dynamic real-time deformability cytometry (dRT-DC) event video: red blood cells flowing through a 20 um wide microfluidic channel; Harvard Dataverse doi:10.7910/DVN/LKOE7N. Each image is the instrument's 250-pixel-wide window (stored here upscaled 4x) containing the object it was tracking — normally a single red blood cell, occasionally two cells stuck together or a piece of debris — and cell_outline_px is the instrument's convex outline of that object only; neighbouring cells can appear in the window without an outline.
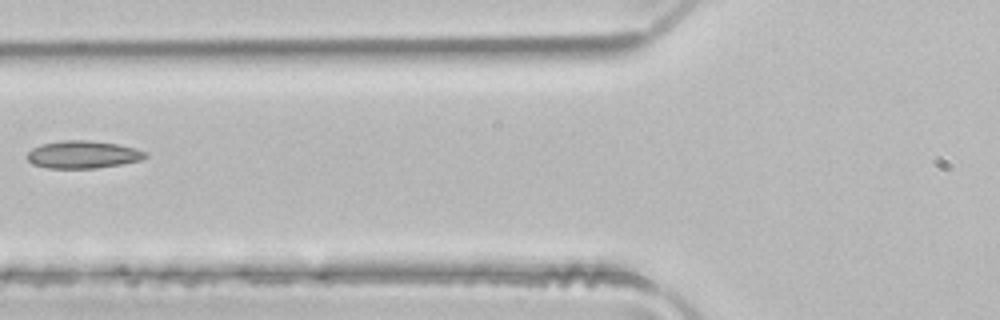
{"species": "common noctule bat (a hibernating species)", "species_latin": "Nyctalus noctula", "temperature_condition": "room temperature", "stored_images_in_passage": 2, "camera_frame_rate_fps": 3000, "um_per_image_px": 0.085, "animal": {"sex": "male", "body_mass_g": 21.5, "forearm_length_mm": 52.0}, "frame": {"image": 1, "passage_image": 2, "time_ms": 0.333, "image_size_px": [1000, 320], "cell_outline_px": [[148, 156], [144, 160], [96, 168], [48, 168], [32, 164], [24, 156], [32, 148], [44, 144], [64, 140], [88, 140], [116, 144], [136, 148], [148, 152]], "centroid_in_image_um": [7.07, 13.14], "position_along_channel_um": 118.7, "area_um2": 19.07}}